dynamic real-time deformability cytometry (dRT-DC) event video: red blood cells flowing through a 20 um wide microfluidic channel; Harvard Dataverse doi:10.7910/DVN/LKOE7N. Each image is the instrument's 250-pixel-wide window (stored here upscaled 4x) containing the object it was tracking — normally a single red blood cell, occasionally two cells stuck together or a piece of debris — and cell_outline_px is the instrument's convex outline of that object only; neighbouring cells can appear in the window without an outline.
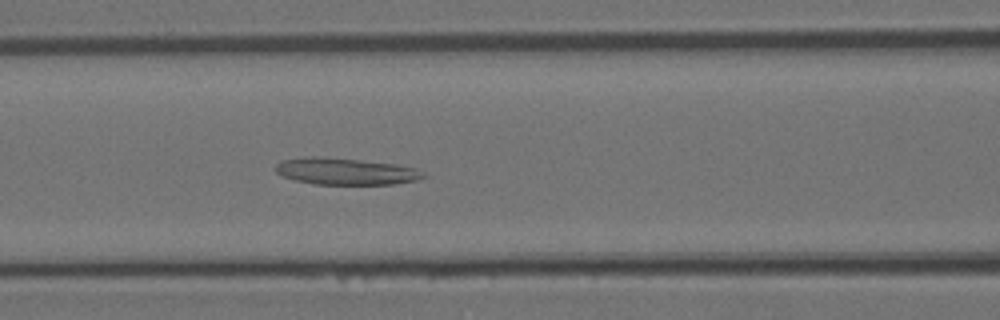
{"species": "Egyptian fruit bat (a non-hibernating species)", "species_latin": "Rousettus aegyptiacus", "temperature_condition": "room temperature", "stored_images_in_passage": 42, "segment_of_instrument_passage": [1, 2], "camera_frame_rate_fps": 3000, "um_per_image_px": 0.085, "animal": {"sex": "female"}, "frame": {"image": 1, "passage_image": 11, "time_ms": 3.333, "image_size_px": [1000, 320], "cell_outline_px": [[428, 176], [416, 180], [396, 184], [316, 184], [296, 180], [280, 176], [276, 172], [276, 164], [280, 160], [304, 156], [320, 156], [360, 160], [396, 164], [416, 168], [424, 172]], "centroid_in_image_um": [29.37, 14.55], "position_along_channel_um": 137.2, "area_um2": 23.24}}
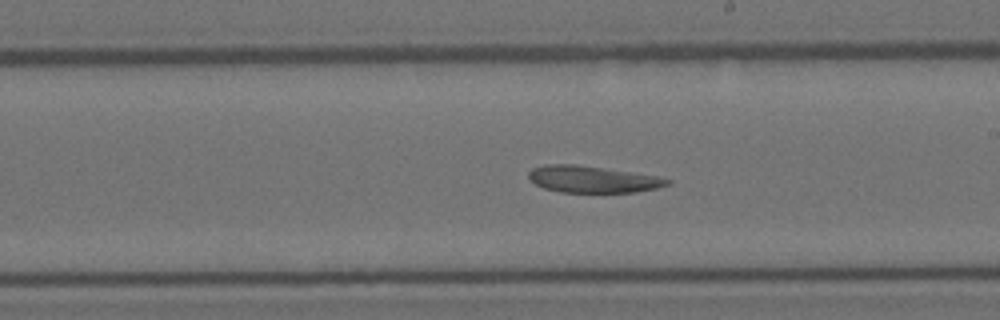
{"frame": {"image": 2, "passage_image": 19, "time_ms": 6.0, "image_size_px": [1000, 320], "cell_outline_px": [[672, 184], [656, 188], [636, 192], [560, 192], [544, 188], [536, 184], [528, 176], [528, 172], [532, 168], [548, 164], [576, 164], [660, 176], [672, 180]], "centroid_in_image_um": [50.41, 15.23], "position_along_channel_um": 238.6, "area_um2": 21.62}}
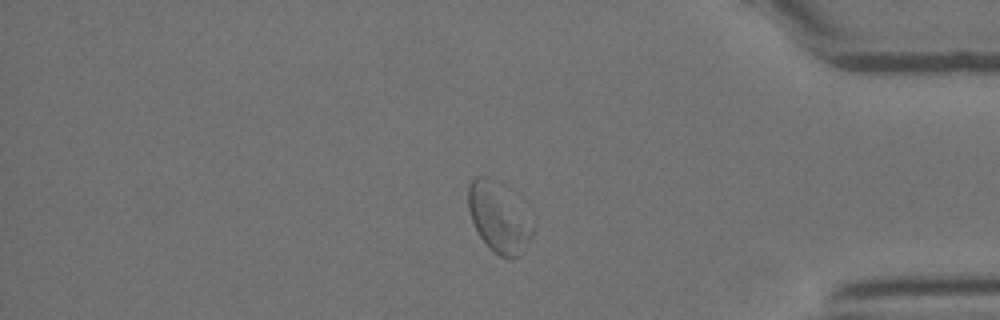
{"frame": {"image": 3, "passage_image": 33, "time_ms": 10.667, "image_size_px": [1000, 320], "cell_outline_px": [[536, 224], [532, 236], [520, 256], [512, 260], [500, 256], [492, 252], [480, 236], [472, 220], [468, 208], [468, 184], [476, 176], [484, 176], [536, 220]], "centroid_in_image_um": [42.42, 18.62], "position_along_channel_um": 392.8, "area_um2": 25.49}}